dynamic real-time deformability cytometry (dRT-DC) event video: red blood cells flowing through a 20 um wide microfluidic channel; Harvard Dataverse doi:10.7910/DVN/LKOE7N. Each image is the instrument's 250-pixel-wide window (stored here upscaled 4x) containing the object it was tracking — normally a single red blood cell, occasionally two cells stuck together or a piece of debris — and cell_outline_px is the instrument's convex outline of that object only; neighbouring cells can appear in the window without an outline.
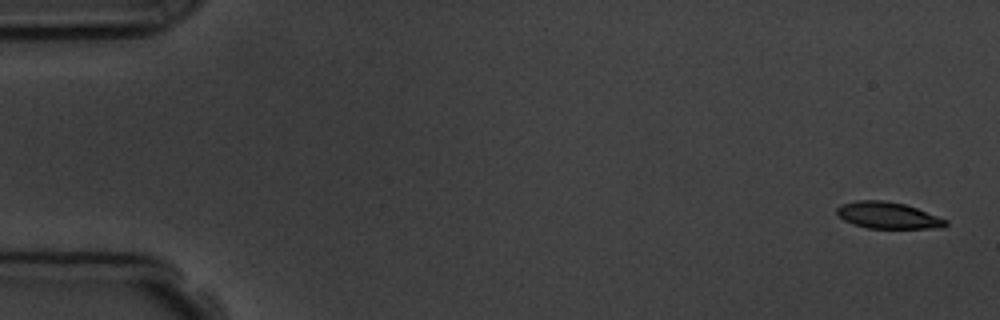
{"species": "common noctule bat (a hibernating species)", "species_latin": "Nyctalus noctula", "temperature_condition": "room temperature", "stored_images_in_passage": 5, "camera_frame_rate_fps": 3000, "um_per_image_px": 0.085, "animal": {"sex": "male", "body_mass_g": 19.5, "forearm_length_mm": 54.6}, "frame": {"image": 1, "passage_image": 1, "time_ms": 0.0, "image_size_px": [1000, 320], "cell_outline_px": [[948, 224], [944, 228], [868, 228], [852, 224], [844, 220], [836, 212], [836, 208], [840, 204], [856, 200], [884, 200], [904, 204], [916, 208], [948, 220]], "centroid_in_image_um": [75.46, 18.3], "position_along_channel_um": 9.5, "area_um2": 16.88}}
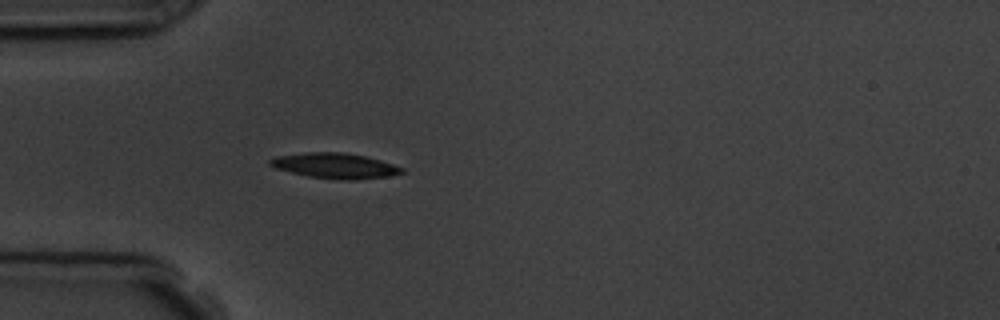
{"frame": {"image": 2, "passage_image": 5, "time_ms": 4.667, "image_size_px": [1000, 320], "cell_outline_px": [[404, 172], [388, 176], [356, 180], [348, 180], [308, 176], [276, 168], [268, 164], [268, 160], [276, 156], [308, 152], [344, 152], [364, 156], [380, 160], [404, 168]], "centroid_in_image_um": [28.47, 14.08], "position_along_channel_um": 56.5, "area_um2": 19.25}}